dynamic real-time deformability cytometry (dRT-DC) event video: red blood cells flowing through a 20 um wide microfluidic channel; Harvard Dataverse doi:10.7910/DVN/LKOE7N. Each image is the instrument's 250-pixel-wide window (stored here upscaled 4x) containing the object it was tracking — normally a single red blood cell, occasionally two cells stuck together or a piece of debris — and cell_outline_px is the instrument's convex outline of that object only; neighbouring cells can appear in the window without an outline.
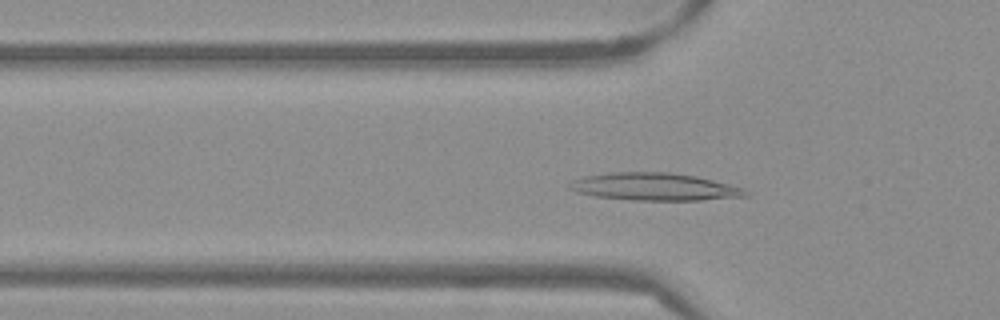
{"species": "Egyptian fruit bat (a non-hibernating species)", "species_latin": "Rousettus aegyptiacus", "temperature_condition": "warm", "stored_images_in_passage": 52, "camera_frame_rate_fps": 3000, "um_per_image_px": 0.085, "frame": {"image": 1, "passage_image": 16, "time_ms": 5.0, "image_size_px": [1000, 320], "cell_outline_px": [[748, 196], [700, 200], [632, 200], [596, 196], [576, 192], [568, 188], [576, 180], [584, 176], [608, 172], [668, 172], [696, 176], [744, 188], [748, 192]], "centroid_in_image_um": [55.65, 15.87], "position_along_channel_um": 70.1, "area_um2": 27.98}}
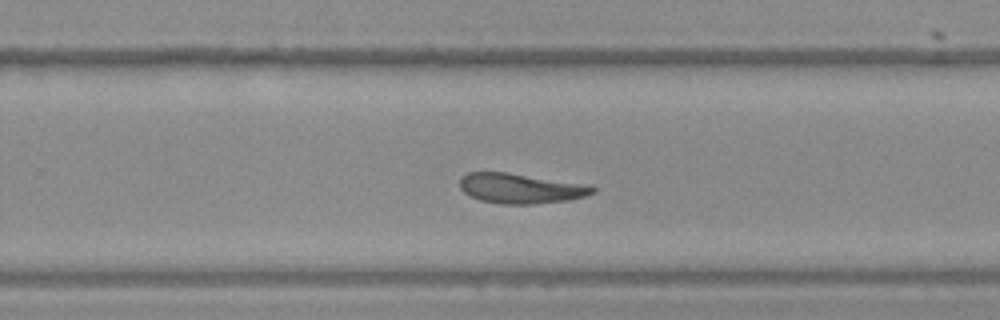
{"frame": {"image": 2, "passage_image": 33, "time_ms": 10.667, "image_size_px": [1000, 320], "cell_outline_px": [[596, 192], [584, 196], [568, 200], [532, 204], [500, 204], [480, 200], [464, 192], [460, 188], [460, 176], [468, 172], [508, 172], [576, 184], [596, 188]], "centroid_in_image_um": [44.14, 16.02], "position_along_channel_um": 285.7, "area_um2": 22.66}}
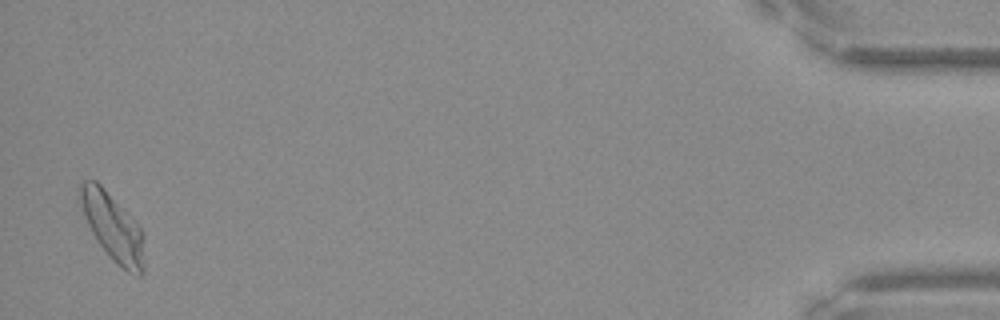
{"frame": {"image": 3, "passage_image": 51, "time_ms": 16.667, "image_size_px": [1000, 320], "cell_outline_px": [[144, 272], [140, 276], [128, 272], [116, 264], [112, 260], [96, 240], [84, 216], [80, 200], [80, 184], [84, 180], [96, 180], [104, 188], [140, 228], [144, 268]], "centroid_in_image_um": [9.55, 19.32], "position_along_channel_um": 425.7, "area_um2": 24.39}, "authors_computed_cell_mechanics": {"area_um2": 24.1026, "velocity_mm_per_s": 3.7974, "shape_relaxation_time_tau1_ms": 5.2639, "shape_relaxation_time_tau2_ms": null, "deformation_change_tau1": 0.1689, "deformation_change_tau2": null}}